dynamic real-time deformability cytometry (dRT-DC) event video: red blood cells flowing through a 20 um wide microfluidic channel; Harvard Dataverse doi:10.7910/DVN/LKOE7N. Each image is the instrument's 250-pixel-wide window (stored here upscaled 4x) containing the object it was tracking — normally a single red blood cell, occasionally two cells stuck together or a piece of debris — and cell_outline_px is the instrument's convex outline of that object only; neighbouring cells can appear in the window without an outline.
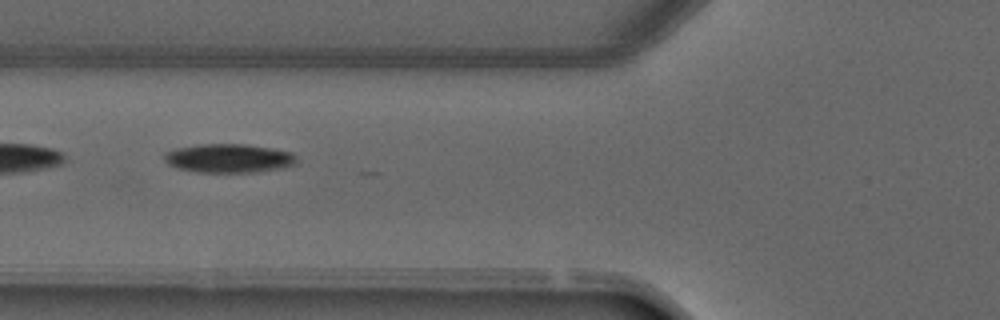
{"species": "common noctule bat (a hibernating species)", "species_latin": "Nyctalus noctula", "temperature_condition": "warm", "stored_images_in_passage": 3, "camera_frame_rate_fps": 3000, "um_per_image_px": 0.085, "animal": {"sex": "male", "forearm_length_mm": 52.5}, "frame": {"image": 1, "passage_image": 3, "time_ms": 2.333, "image_size_px": [1000, 320], "cell_outline_px": [[296, 160], [292, 164], [280, 168], [256, 172], [196, 172], [176, 168], [168, 164], [164, 160], [164, 152], [176, 148], [196, 144], [244, 144], [292, 152]], "centroid_in_image_um": [19.35, 13.45], "position_along_channel_um": 106.4, "area_um2": 22.08}}